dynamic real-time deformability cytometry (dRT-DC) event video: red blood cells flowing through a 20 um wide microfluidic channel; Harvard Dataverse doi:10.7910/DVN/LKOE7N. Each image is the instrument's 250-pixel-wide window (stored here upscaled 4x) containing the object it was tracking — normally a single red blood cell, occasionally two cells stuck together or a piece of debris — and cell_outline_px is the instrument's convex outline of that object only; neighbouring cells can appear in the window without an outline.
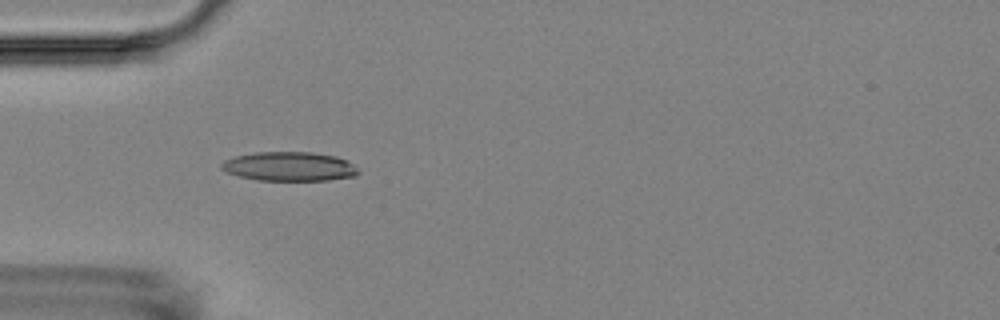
{"species": "Egyptian fruit bat (a non-hibernating species)", "species_latin": "Rousettus aegyptiacus", "temperature_condition": "room temperature", "stored_images_in_passage": 8, "camera_frame_rate_fps": 3000, "um_per_image_px": 0.085, "animal": {"sex": "female"}, "frame": {"image": 1, "passage_image": 3, "time_ms": 2.0, "image_size_px": [1000, 320], "cell_outline_px": [[360, 172], [356, 176], [328, 180], [256, 180], [240, 176], [228, 172], [220, 168], [220, 164], [224, 160], [236, 156], [256, 152], [312, 152], [336, 156], [348, 160]], "centroid_in_image_um": [24.61, 14.14], "position_along_channel_um": 60.4, "area_um2": 23.24}}
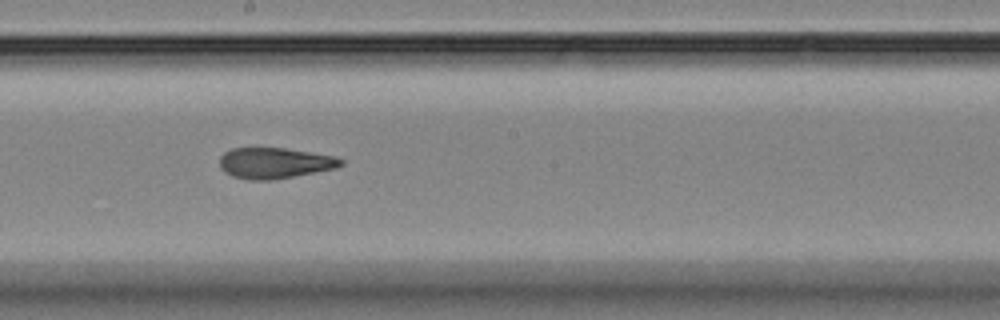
{"frame": {"image": 2, "passage_image": 7, "time_ms": 6.667, "image_size_px": [1000, 320], "cell_outline_px": [[344, 164], [336, 168], [272, 180], [252, 180], [232, 176], [224, 172], [220, 168], [220, 156], [224, 152], [232, 148], [260, 144], [336, 156], [344, 160]], "centroid_in_image_um": [23.3, 13.8], "position_along_channel_um": 224.9, "area_um2": 22.6}}
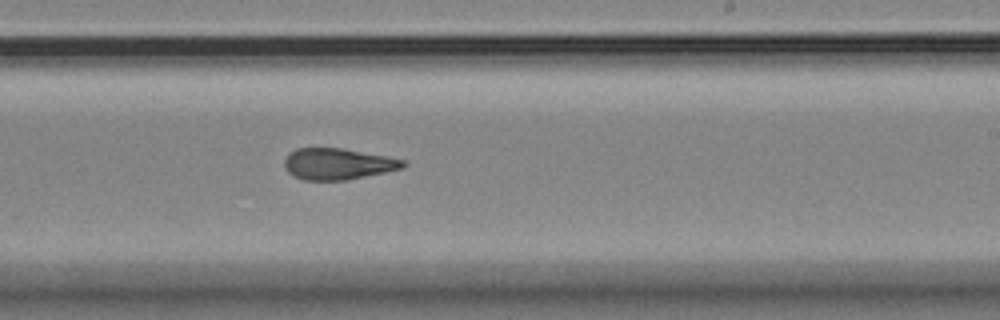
{"frame": {"image": 3, "passage_image": 8, "time_ms": 7.667, "image_size_px": [1000, 320], "cell_outline_px": [[408, 164], [404, 168], [344, 180], [304, 180], [288, 172], [284, 164], [284, 160], [288, 152], [296, 148], [340, 148], [384, 156], [404, 160]], "centroid_in_image_um": [28.69, 13.93], "position_along_channel_um": 260.3, "area_um2": 21.39}}